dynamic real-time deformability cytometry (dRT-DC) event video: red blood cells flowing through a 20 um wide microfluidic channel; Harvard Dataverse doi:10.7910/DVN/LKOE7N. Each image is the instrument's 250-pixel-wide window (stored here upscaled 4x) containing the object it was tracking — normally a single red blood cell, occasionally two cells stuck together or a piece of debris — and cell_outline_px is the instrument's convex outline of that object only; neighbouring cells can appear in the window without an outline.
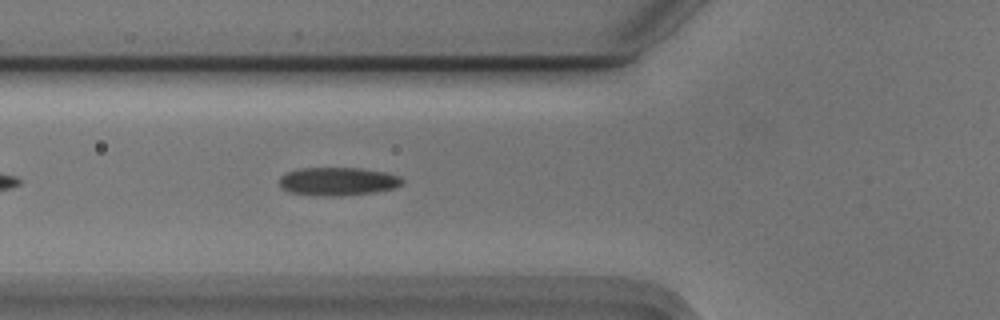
{"species": "Egyptian fruit bat (a non-hibernating species)", "species_latin": "Rousettus aegyptiacus", "temperature_condition": "cold", "stored_images_in_passage": 27, "camera_frame_rate_fps": 3000, "um_per_image_px": 0.085, "animal": {"sex": "male"}, "frame": {"image": 1, "passage_image": 7, "time_ms": 2.0, "image_size_px": [1000, 320], "cell_outline_px": [[404, 184], [396, 188], [376, 192], [340, 196], [324, 196], [288, 192], [280, 188], [280, 176], [284, 172], [296, 168], [364, 168], [388, 172], [400, 176], [404, 180]], "centroid_in_image_um": [28.74, 15.41], "position_along_channel_um": 97.1, "area_um2": 20.75}}
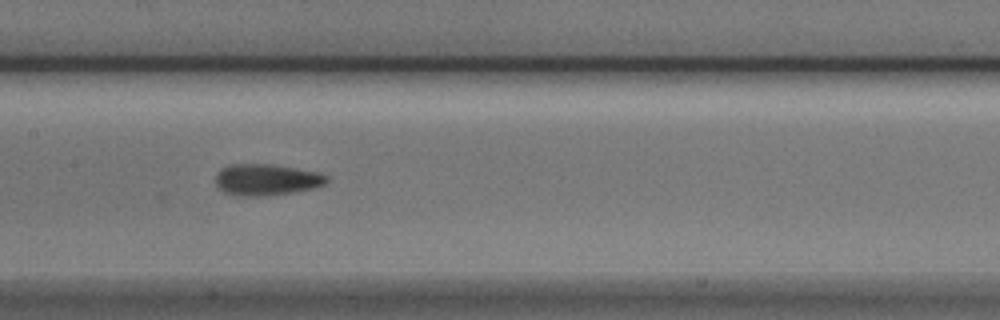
{"frame": {"image": 2, "passage_image": 14, "time_ms": 4.333, "image_size_px": [1000, 320], "cell_outline_px": [[328, 180], [324, 184], [312, 188], [292, 192], [268, 196], [236, 196], [224, 192], [216, 184], [216, 172], [220, 168], [228, 164], [272, 164], [296, 168], [316, 172], [328, 176]], "centroid_in_image_um": [22.6, 15.27], "position_along_channel_um": 184.8, "area_um2": 20.4}}
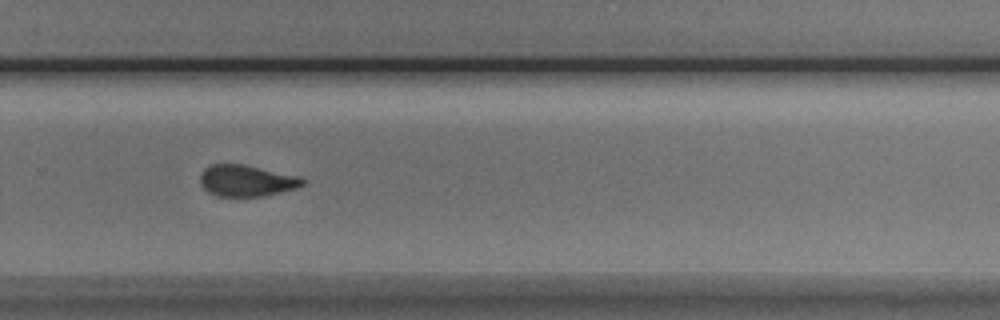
{"frame": {"image": 3, "passage_image": 24, "time_ms": 7.667, "image_size_px": [1000, 320], "cell_outline_px": [[304, 184], [296, 188], [264, 196], [216, 196], [208, 192], [200, 184], [200, 172], [204, 168], [212, 164], [244, 164], [300, 176], [304, 180]], "centroid_in_image_um": [20.93, 15.35], "position_along_channel_um": 308.9, "area_um2": 18.84}}